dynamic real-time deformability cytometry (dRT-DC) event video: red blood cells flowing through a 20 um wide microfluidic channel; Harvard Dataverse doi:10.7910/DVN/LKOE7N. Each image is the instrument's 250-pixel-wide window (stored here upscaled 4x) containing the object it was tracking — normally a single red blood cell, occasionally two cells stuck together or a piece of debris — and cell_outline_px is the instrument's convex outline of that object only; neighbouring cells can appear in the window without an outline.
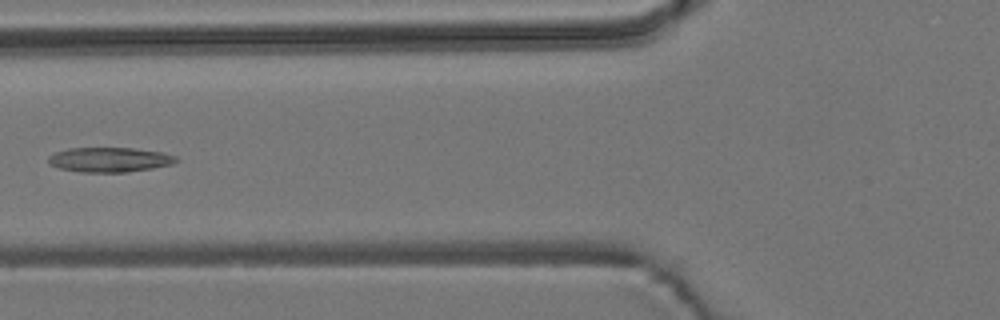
{"species": "common noctule bat (a hibernating species)", "species_latin": "Nyctalus noctula", "temperature_condition": "room temperature", "stored_images_in_passage": 5, "camera_frame_rate_fps": 3000, "um_per_image_px": 0.085, "animal": {"sex": "male", "body_mass_g": 19.2, "forearm_length_mm": 51.8}, "frame": {"image": 1, "passage_image": 4, "time_ms": 1.0, "image_size_px": [1000, 320], "cell_outline_px": [[180, 160], [172, 164], [152, 168], [128, 172], [80, 172], [60, 168], [52, 164], [48, 160], [48, 156], [56, 152], [68, 148], [132, 148], [164, 152], [176, 156]], "centroid_in_image_um": [9.36, 13.57], "position_along_channel_um": 116.4, "area_um2": 18.38}}
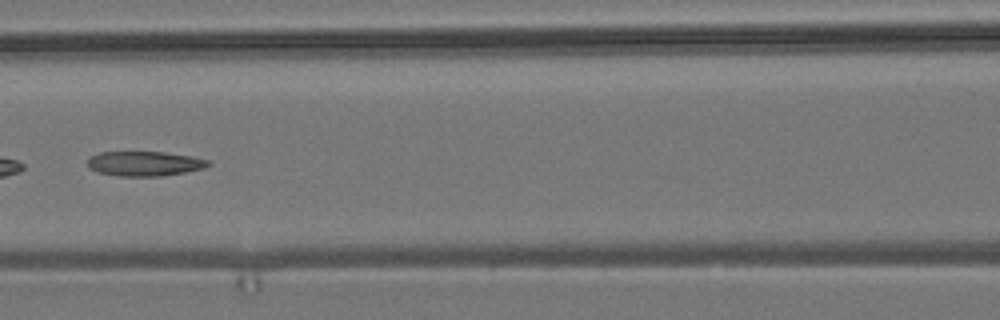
{"frame": {"image": 2, "passage_image": 5, "time_ms": 1.333, "image_size_px": [1000, 320], "cell_outline_px": [[212, 164], [204, 168], [184, 172], [160, 176], [120, 176], [96, 172], [88, 168], [88, 160], [92, 156], [100, 152], [164, 152], [192, 156], [208, 160]], "centroid_in_image_um": [12.29, 13.91], "position_along_channel_um": 154.3, "area_um2": 17.34}}